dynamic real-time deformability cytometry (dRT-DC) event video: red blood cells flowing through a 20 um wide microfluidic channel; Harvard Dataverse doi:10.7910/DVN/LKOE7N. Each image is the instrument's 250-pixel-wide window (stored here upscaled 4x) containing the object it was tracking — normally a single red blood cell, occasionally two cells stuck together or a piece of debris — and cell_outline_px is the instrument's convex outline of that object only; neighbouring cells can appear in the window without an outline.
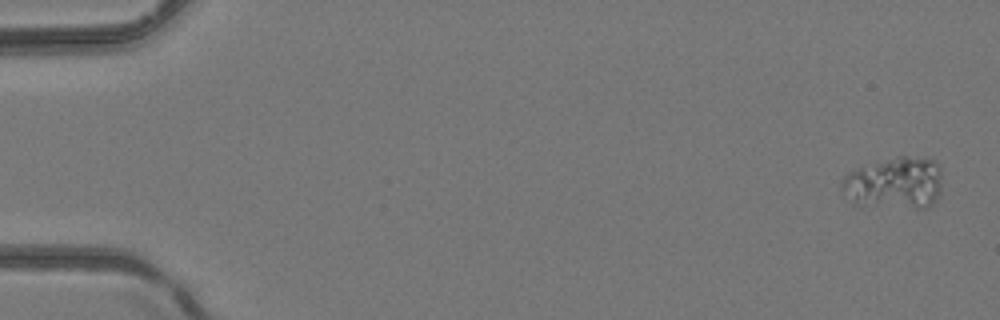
{"species": "common noctule bat (a hibernating species)", "species_latin": "Nyctalus noctula", "temperature_condition": "room temperature", "stored_images_in_passage": 2, "camera_frame_rate_fps": 3000, "um_per_image_px": 0.085, "animal": {"sex": "female", "body_mass_g": 24.6, "forearm_length_mm": 56.2}, "frame": {"image": 1, "passage_image": 1, "time_ms": 0.0, "image_size_px": [1000, 320], "cell_outline_px": [[940, 196], [928, 208], [860, 208], [852, 204], [840, 188], [840, 184], [844, 176], [848, 172], [864, 164], [896, 156], [904, 156], [936, 160], [940, 164]], "centroid_in_image_um": [75.98, 15.6], "position_along_channel_um": 9.0, "area_um2": 31.73}}